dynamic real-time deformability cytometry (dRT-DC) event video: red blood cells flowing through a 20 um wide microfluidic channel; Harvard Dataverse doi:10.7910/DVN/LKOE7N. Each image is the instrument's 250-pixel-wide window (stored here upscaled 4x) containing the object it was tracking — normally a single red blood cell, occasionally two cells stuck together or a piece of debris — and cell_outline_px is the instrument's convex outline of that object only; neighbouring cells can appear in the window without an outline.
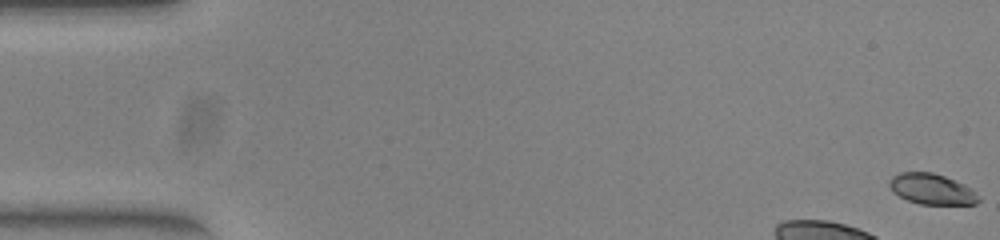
{"species": "common noctule bat (a hibernating species)", "species_latin": "Nyctalus noctula", "temperature_condition": "warm", "stored_images_in_passage": 13, "camera_frame_rate_fps": 3000, "um_per_image_px": 0.085, "animal": {"sex": "female", "body_mass_g": 23.0, "forearm_length_mm": 53.4}, "frame": {"image": 1, "passage_image": 1, "time_ms": 0.0, "image_size_px": [1000, 240], "cell_outline_px": [[976, 200], [972, 204], [924, 204], [908, 200], [900, 196], [892, 188], [892, 180], [896, 176], [904, 172], [928, 172], [952, 180], [960, 184]], "centroid_in_image_um": [79.09, 16.08], "position_along_channel_um": 5.9, "area_um2": 14.22}}